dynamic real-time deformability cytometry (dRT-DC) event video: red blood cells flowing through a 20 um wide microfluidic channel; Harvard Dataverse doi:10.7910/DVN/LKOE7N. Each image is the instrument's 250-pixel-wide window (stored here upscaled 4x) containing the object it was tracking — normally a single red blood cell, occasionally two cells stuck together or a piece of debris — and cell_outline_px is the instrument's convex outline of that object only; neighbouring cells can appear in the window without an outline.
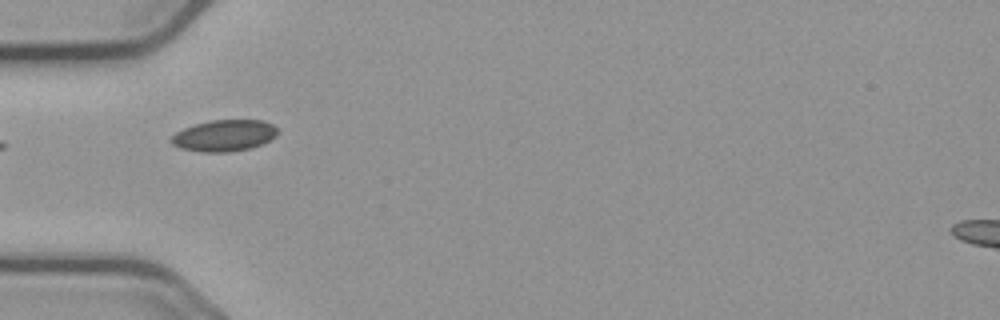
{"species": "common noctule bat (a hibernating species)", "species_latin": "Nyctalus noctula", "temperature_condition": "cold", "stored_images_in_passage": 24, "camera_frame_rate_fps": 3000, "um_per_image_px": 0.085, "animal": {"sex": "male", "body_mass_g": 23.1, "forearm_length_mm": 52.7}, "frame": {"image": 1, "passage_image": 1, "time_ms": 0.0, "image_size_px": [1000, 320], "cell_outline_px": [[280, 132], [276, 136], [260, 144], [248, 148], [228, 152], [204, 152], [180, 148], [172, 144], [168, 140], [176, 132], [184, 128], [208, 120], [264, 120], [272, 124]], "centroid_in_image_um": [19.04, 11.51], "position_along_channel_um": 66.0, "area_um2": 19.42}}